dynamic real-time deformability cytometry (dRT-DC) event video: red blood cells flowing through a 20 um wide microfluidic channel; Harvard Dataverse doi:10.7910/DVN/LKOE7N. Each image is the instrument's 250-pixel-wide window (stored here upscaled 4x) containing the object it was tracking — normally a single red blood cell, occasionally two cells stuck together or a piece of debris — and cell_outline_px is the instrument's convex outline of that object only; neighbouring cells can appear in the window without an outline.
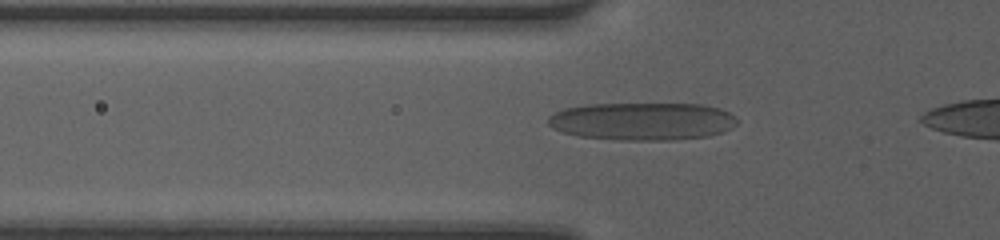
{"species": "human", "species_latin": "Homo sapiens", "temperature_condition": "room temperature", "stored_images_in_passage": 31, "camera_frame_rate_fps": 3000, "um_per_image_px": 0.085, "donor": {"sex": "female"}, "frame": {"image": 1, "passage_image": 5, "time_ms": 1.333, "image_size_px": [1000, 240], "cell_outline_px": [[736, 124], [732, 128], [708, 136], [676, 140], [620, 140], [580, 136], [564, 132], [552, 128], [548, 124], [548, 116], [564, 108], [588, 104], [704, 104], [720, 108], [736, 116]], "centroid_in_image_um": [54.61, 10.31], "position_along_channel_um": 71.2, "area_um2": 41.67}}
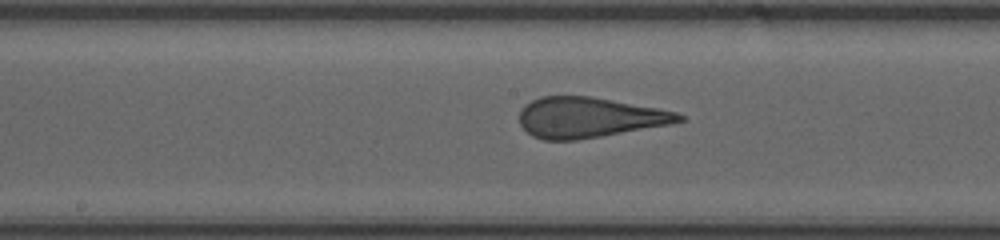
{"frame": {"image": 2, "passage_image": 14, "time_ms": 4.333, "image_size_px": [1000, 240], "cell_outline_px": [[684, 120], [668, 124], [600, 136], [576, 140], [544, 140], [532, 136], [520, 124], [520, 108], [532, 100], [540, 96], [588, 96], [612, 100], [656, 108], [676, 112], [684, 116]], "centroid_in_image_um": [50.01, 9.98], "position_along_channel_um": 198.2, "area_um2": 36.99}}
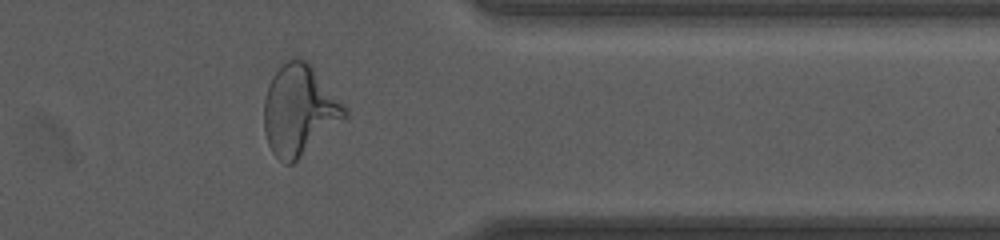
{"frame": {"image": 3, "passage_image": 28, "time_ms": 9.0, "image_size_px": [1000, 240], "cell_outline_px": [[348, 116], [292, 164], [284, 164], [272, 152], [268, 144], [264, 132], [264, 100], [268, 84], [272, 76], [288, 60], [300, 56], [308, 60], [348, 108]], "centroid_in_image_um": [25.45, 9.34], "position_along_channel_um": 385.9, "area_um2": 42.6}}